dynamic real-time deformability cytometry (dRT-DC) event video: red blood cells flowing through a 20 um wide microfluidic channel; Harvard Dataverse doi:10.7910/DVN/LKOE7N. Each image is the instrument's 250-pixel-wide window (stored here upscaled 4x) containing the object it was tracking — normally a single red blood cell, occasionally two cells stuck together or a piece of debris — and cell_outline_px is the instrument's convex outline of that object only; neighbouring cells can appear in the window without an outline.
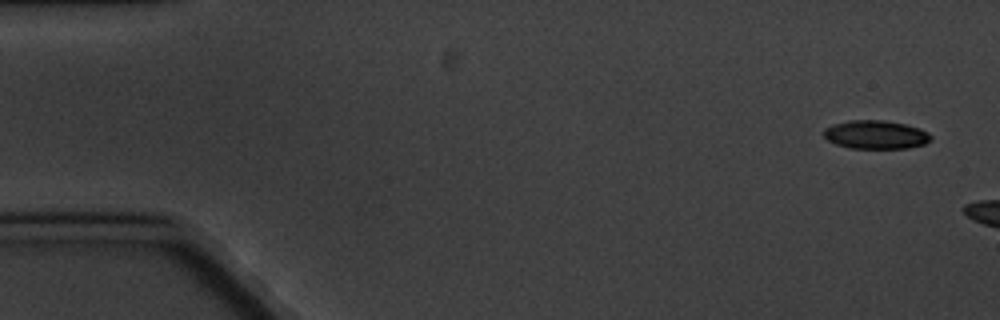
{"species": "common noctule bat (a hibernating species)", "species_latin": "Nyctalus noctula", "temperature_condition": "cold", "stored_images_in_passage": 5, "camera_frame_rate_fps": 3000, "um_per_image_px": 0.085, "animal": {"sex": "male", "body_mass_g": 20.1, "forearm_length_mm": 53.5}, "frame": {"image": 1, "passage_image": 1, "time_ms": 0.0, "image_size_px": [1000, 320], "cell_outline_px": [[932, 140], [924, 144], [908, 148], [852, 148], [836, 144], [828, 140], [820, 132], [824, 128], [832, 124], [848, 120], [884, 120], [904, 124], [920, 128], [928, 132], [932, 136]], "centroid_in_image_um": [74.42, 11.44], "position_along_channel_um": 10.6, "area_um2": 17.98}}